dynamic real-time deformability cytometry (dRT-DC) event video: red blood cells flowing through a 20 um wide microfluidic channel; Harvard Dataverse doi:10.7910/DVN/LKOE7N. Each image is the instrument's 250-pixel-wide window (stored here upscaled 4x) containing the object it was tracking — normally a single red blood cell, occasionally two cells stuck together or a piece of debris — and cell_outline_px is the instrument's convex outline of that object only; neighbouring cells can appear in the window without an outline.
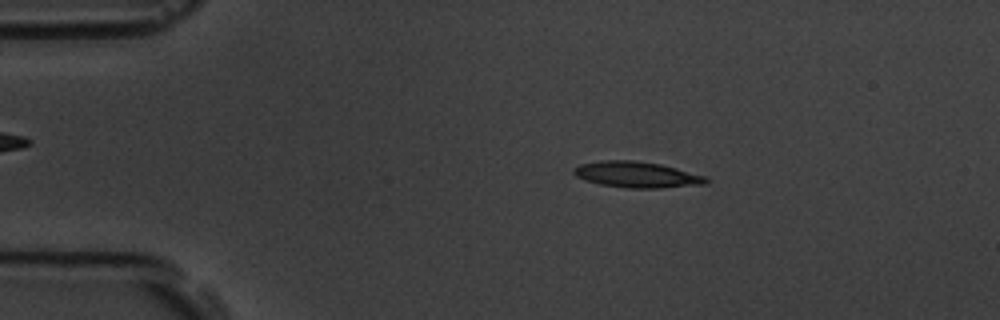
{"species": "common noctule bat (a hibernating species)", "species_latin": "Nyctalus noctula", "temperature_condition": "room temperature", "stored_images_in_passage": 56, "camera_frame_rate_fps": 3000, "um_per_image_px": 0.085, "animal": {"sex": "male", "body_mass_g": 19.5, "forearm_length_mm": 54.6}, "frame": {"image": 1, "passage_image": 10, "time_ms": 3.0, "image_size_px": [1000, 320], "cell_outline_px": [[708, 184], [660, 188], [628, 188], [600, 184], [584, 180], [576, 176], [572, 172], [572, 168], [580, 164], [600, 160], [632, 160], [660, 164], [708, 176]], "centroid_in_image_um": [54.13, 14.84], "position_along_channel_um": 30.9, "area_um2": 20.23}}
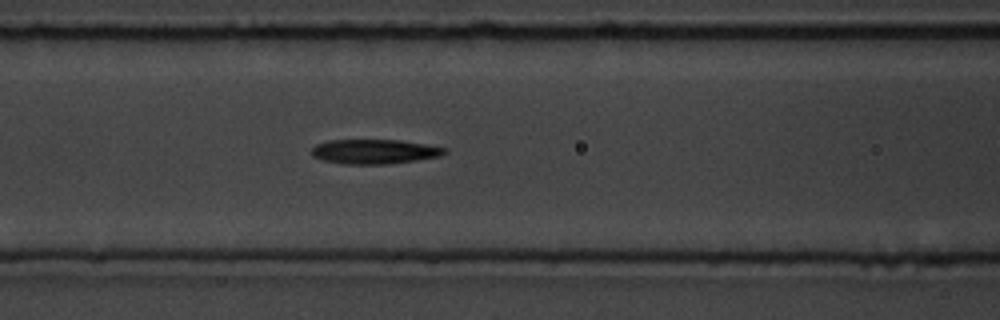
{"frame": {"image": 2, "passage_image": 23, "time_ms": 7.333, "image_size_px": [1000, 320], "cell_outline_px": [[448, 152], [440, 156], [416, 160], [388, 164], [340, 164], [324, 160], [312, 156], [312, 148], [316, 144], [328, 140], [400, 140], [448, 148]], "centroid_in_image_um": [31.83, 12.88], "position_along_channel_um": 134.8, "area_um2": 19.07}}
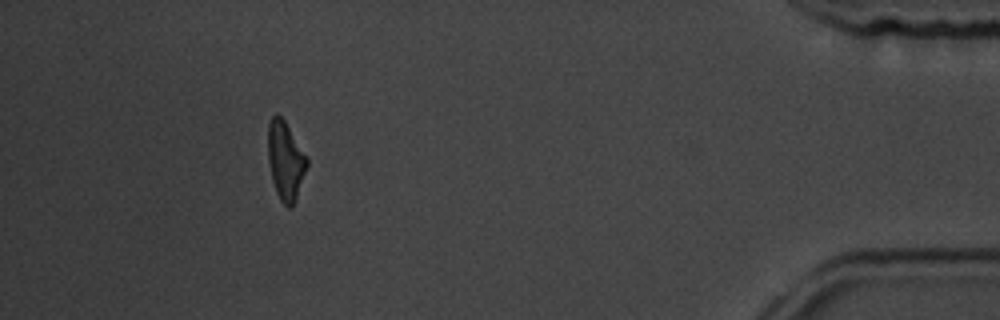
{"frame": {"image": 3, "passage_image": 51, "time_ms": 16.667, "image_size_px": [1000, 320], "cell_outline_px": [[308, 164], [292, 208], [288, 208], [280, 200], [276, 192], [272, 180], [268, 160], [268, 124], [272, 116], [276, 112], [284, 120], [308, 160]], "centroid_in_image_um": [24.24, 13.66], "position_along_channel_um": 411.0, "area_um2": 17.51}, "authors_computed_cell_mechanics": {"area_um2": 18.6694, "velocity_mm_per_s": 3.5963, "shape_relaxation_time_tau1_ms": 9.2637, "shape_relaxation_time_tau2_ms": 8.7638, "deformation_change_tau1": 0.2108, "deformation_change_tau2": 0.232}}